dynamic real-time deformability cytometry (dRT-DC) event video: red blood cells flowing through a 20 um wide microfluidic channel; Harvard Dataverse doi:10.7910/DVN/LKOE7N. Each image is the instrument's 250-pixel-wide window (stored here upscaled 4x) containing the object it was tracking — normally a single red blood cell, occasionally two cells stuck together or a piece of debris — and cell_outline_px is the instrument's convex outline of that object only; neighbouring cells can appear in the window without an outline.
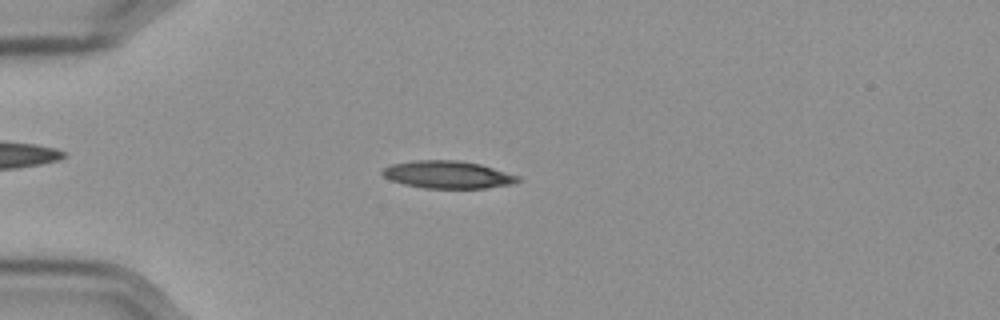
{"species": "Egyptian fruit bat (a non-hibernating species)", "species_latin": "Rousettus aegyptiacus", "temperature_condition": "cold", "stored_images_in_passage": 56, "camera_frame_rate_fps": 3000, "um_per_image_px": 0.085, "frame": {"image": 1, "passage_image": 15, "time_ms": 4.667, "image_size_px": [1000, 320], "cell_outline_px": [[520, 180], [512, 184], [484, 188], [424, 188], [404, 184], [392, 180], [384, 176], [380, 172], [384, 168], [392, 164], [412, 160], [460, 160], [480, 164], [520, 176]], "centroid_in_image_um": [38.06, 14.84], "position_along_channel_um": 46.9, "area_um2": 21.68}}
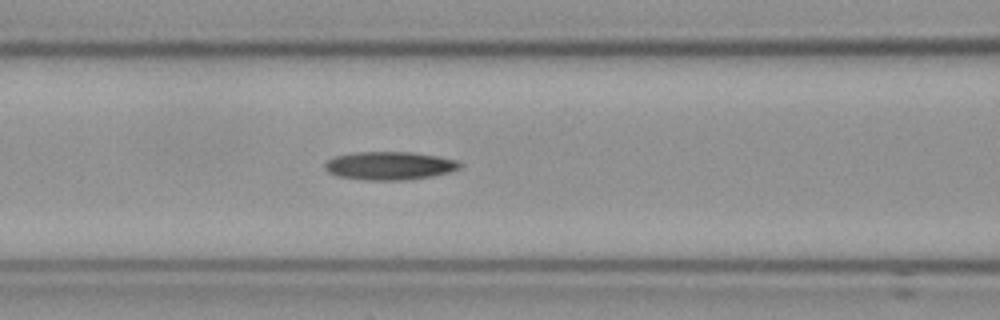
{"frame": {"image": 2, "passage_image": 24, "time_ms": 7.667, "image_size_px": [1000, 320], "cell_outline_px": [[464, 164], [460, 168], [448, 172], [432, 176], [404, 180], [368, 180], [336, 176], [328, 172], [324, 168], [324, 164], [328, 160], [336, 156], [356, 152], [412, 152], [440, 156], [460, 160]], "centroid_in_image_um": [33.15, 14.08], "position_along_channel_um": 133.4, "area_um2": 22.37}}
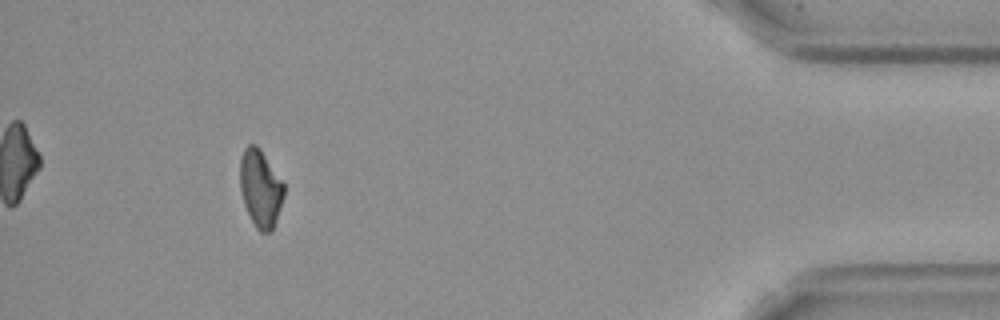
{"frame": {"image": 3, "passage_image": 52, "time_ms": 17.0, "image_size_px": [1000, 320], "cell_outline_px": [[284, 196], [272, 232], [260, 232], [256, 228], [244, 204], [240, 188], [240, 160], [244, 148], [248, 144], [256, 144], [260, 148], [284, 184]], "centroid_in_image_um": [22.13, 16.0], "position_along_channel_um": 413.1, "area_um2": 19.71}, "authors_computed_cell_mechanics": {"area_um2": 21.0392, "velocity_mm_per_s": 3.5834, "shape_relaxation_time_tau1_ms": 5.583, "shape_relaxation_time_tau2_ms": null, "deformation_change_tau1": 0.1494, "deformation_change_tau2": null}}